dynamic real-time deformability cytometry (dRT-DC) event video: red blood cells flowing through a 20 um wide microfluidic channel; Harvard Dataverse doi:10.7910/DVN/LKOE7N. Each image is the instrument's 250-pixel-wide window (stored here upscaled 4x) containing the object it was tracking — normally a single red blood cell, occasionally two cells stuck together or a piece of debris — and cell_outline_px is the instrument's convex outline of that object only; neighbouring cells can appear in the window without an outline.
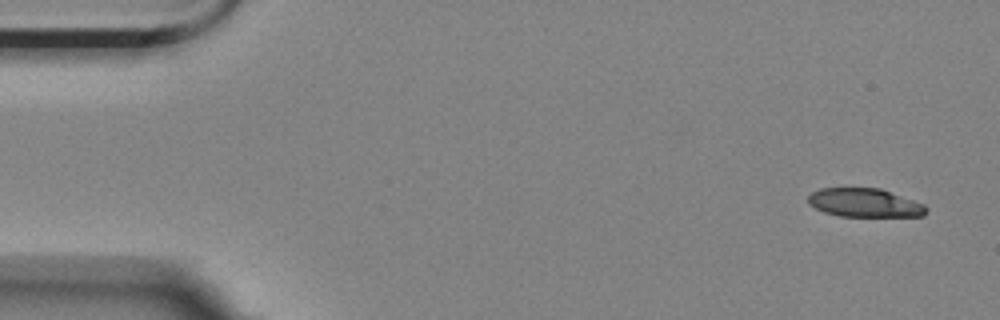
{"species": "Egyptian fruit bat (a non-hibernating species)", "species_latin": "Rousettus aegyptiacus", "temperature_condition": "room temperature", "stored_images_in_passage": 3, "segment_of_instrument_passage": [2, 2], "camera_frame_rate_fps": 3000, "um_per_image_px": 0.085, "animal": {"sex": "female"}, "frame": {"image": 1, "passage_image": 3, "time_ms": 0.667, "image_size_px": [1000, 320], "cell_outline_px": [[928, 212], [924, 216], [840, 216], [824, 212], [808, 204], [808, 196], [812, 192], [820, 188], [880, 188], [924, 204], [928, 208]], "centroid_in_image_um": [73.5, 17.24], "position_along_channel_um": 11.5, "area_um2": 19.71}}